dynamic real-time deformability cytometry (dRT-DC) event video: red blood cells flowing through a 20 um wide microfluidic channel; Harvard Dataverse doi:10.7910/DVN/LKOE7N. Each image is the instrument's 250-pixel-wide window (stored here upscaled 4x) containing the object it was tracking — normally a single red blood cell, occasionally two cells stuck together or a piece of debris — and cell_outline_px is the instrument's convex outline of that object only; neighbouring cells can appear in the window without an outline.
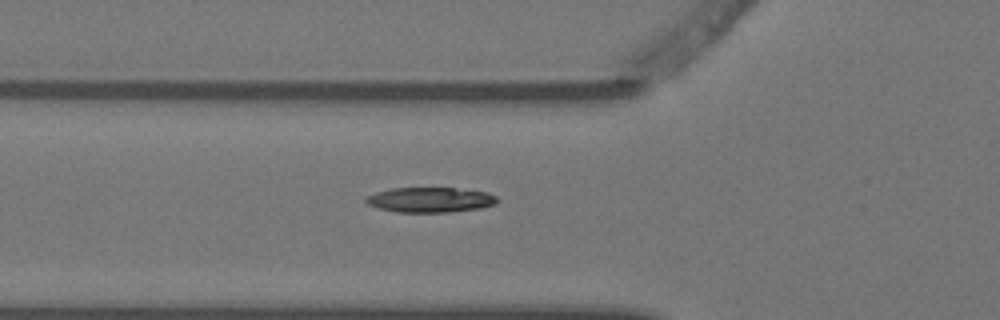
{"species": "Egyptian fruit bat (a non-hibernating species)", "species_latin": "Rousettus aegyptiacus", "temperature_condition": "warm", "stored_images_in_passage": 6, "camera_frame_rate_fps": 3000, "um_per_image_px": 0.085, "animal": {"sex": "female"}, "frame": {"image": 1, "passage_image": 6, "time_ms": 1.667, "image_size_px": [1000, 320], "cell_outline_px": [[496, 204], [480, 208], [448, 212], [396, 212], [380, 208], [368, 204], [364, 200], [364, 196], [376, 192], [392, 188], [452, 188], [488, 192], [496, 196]], "centroid_in_image_um": [36.53, 16.98], "position_along_channel_um": 89.3, "area_um2": 19.07}}